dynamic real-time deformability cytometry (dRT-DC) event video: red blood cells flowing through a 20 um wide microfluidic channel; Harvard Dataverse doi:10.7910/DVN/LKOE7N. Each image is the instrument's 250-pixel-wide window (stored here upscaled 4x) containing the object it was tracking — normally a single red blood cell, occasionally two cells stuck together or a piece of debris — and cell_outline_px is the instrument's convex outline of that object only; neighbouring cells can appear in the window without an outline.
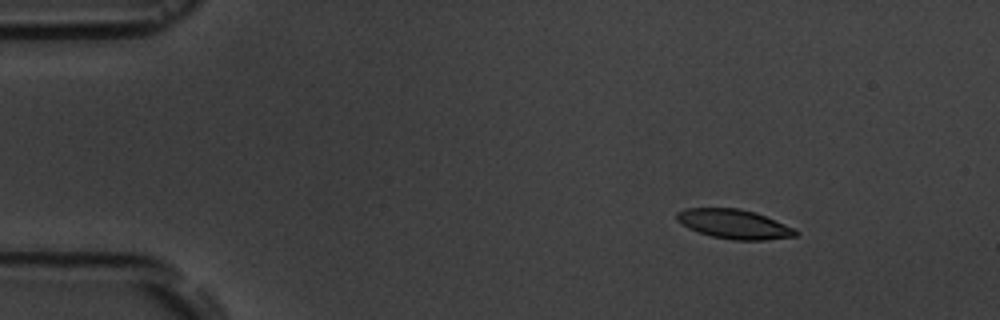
{"species": "common noctule bat (a hibernating species)", "species_latin": "Nyctalus noctula", "temperature_condition": "room temperature", "stored_images_in_passage": 4, "camera_frame_rate_fps": 3000, "um_per_image_px": 0.085, "animal": {"sex": "male", "body_mass_g": 19.5, "forearm_length_mm": 54.6}, "frame": {"image": 1, "passage_image": 2, "time_ms": 2.333, "image_size_px": [1000, 320], "cell_outline_px": [[800, 232], [796, 236], [764, 240], [732, 240], [712, 236], [696, 232], [688, 228], [676, 220], [676, 212], [684, 208], [740, 208], [764, 216], [784, 224]], "centroid_in_image_um": [62.34, 19.05], "position_along_channel_um": 22.7, "area_um2": 20.23}}